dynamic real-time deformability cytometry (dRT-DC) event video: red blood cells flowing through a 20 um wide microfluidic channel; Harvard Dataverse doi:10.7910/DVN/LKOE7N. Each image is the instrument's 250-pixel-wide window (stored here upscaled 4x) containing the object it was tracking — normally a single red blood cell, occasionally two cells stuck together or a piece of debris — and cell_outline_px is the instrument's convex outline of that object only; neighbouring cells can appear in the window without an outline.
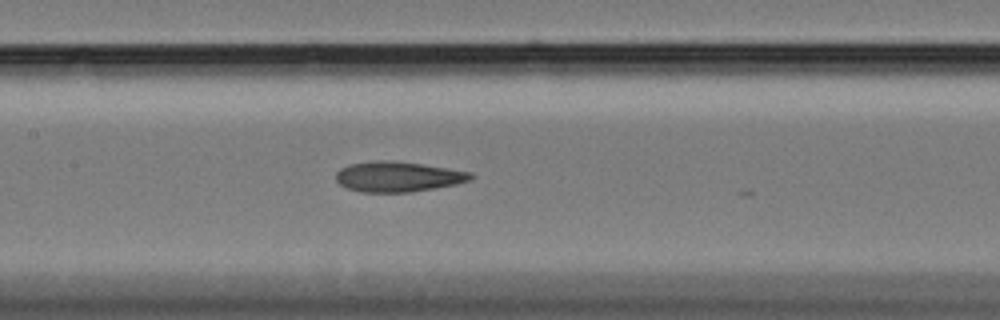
{"species": "Egyptian fruit bat (a non-hibernating species)", "species_latin": "Rousettus aegyptiacus", "temperature_condition": "cold", "stored_images_in_passage": 16, "camera_frame_rate_fps": 3000, "um_per_image_px": 0.085, "animal": {"sex": "female"}, "frame": {"image": 1, "passage_image": 15, "time_ms": 4.667, "image_size_px": [1000, 320], "cell_outline_px": [[476, 176], [472, 180], [456, 184], [436, 188], [412, 192], [360, 192], [348, 188], [340, 184], [336, 180], [336, 172], [340, 168], [348, 164], [376, 160], [384, 160], [420, 164], [472, 172]], "centroid_in_image_um": [33.84, 15.02], "position_along_channel_um": 173.6, "area_um2": 23.81}}